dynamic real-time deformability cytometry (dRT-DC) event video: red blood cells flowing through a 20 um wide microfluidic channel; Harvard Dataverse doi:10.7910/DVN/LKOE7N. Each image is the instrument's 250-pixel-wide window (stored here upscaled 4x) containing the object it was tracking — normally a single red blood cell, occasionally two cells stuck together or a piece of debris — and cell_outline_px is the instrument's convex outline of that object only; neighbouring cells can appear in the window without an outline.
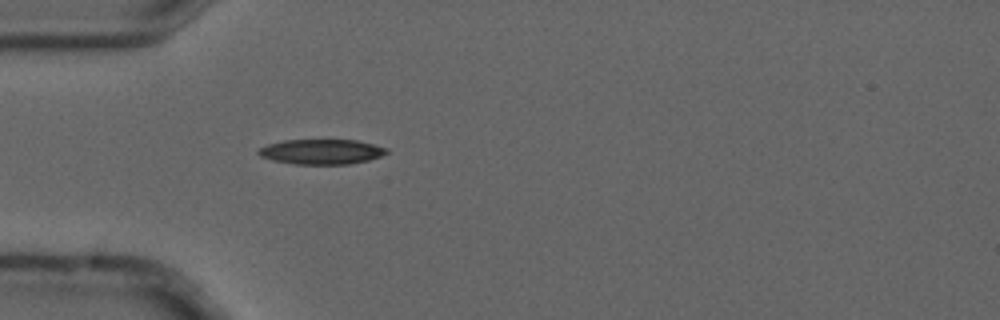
{"species": "common noctule bat (a hibernating species)", "species_latin": "Nyctalus noctula", "temperature_condition": "cold", "stored_images_in_passage": 3, "camera_frame_rate_fps": 3000, "um_per_image_px": 0.085, "animal": {"sex": "male", "forearm_length_mm": 52.5}, "frame": {"image": 1, "passage_image": 3, "time_ms": 0.667, "image_size_px": [1000, 320], "cell_outline_px": [[388, 152], [380, 156], [368, 160], [348, 164], [296, 164], [272, 160], [260, 156], [256, 152], [260, 148], [268, 144], [284, 140], [356, 140], [388, 148]], "centroid_in_image_um": [27.31, 12.89], "position_along_channel_um": 57.7, "area_um2": 18.55}}